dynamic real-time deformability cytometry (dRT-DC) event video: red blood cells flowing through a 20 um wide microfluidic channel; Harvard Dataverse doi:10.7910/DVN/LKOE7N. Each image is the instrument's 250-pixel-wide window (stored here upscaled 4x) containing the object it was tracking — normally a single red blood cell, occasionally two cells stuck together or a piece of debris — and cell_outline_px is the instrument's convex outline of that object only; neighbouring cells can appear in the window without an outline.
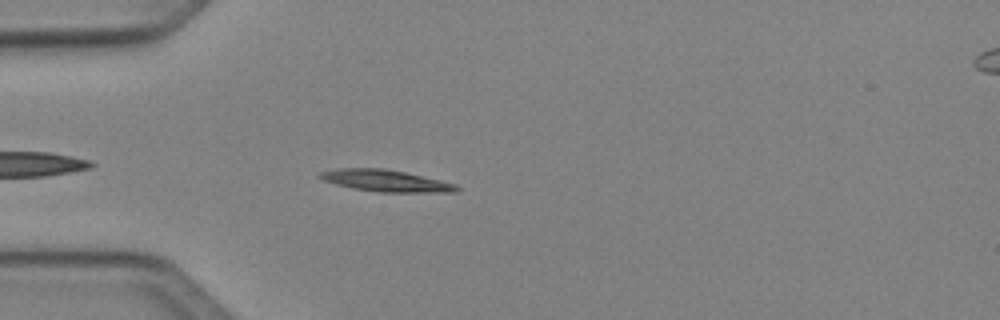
{"species": "Egyptian fruit bat (a non-hibernating species)", "species_latin": "Rousettus aegyptiacus", "temperature_condition": "cold", "stored_images_in_passage": 40, "camera_frame_rate_fps": 3000, "um_per_image_px": 0.085, "animal": {"sex": "female"}, "frame": {"image": 1, "passage_image": 4, "time_ms": 1.0, "image_size_px": [1000, 320], "cell_outline_px": [[460, 188], [456, 192], [380, 192], [352, 188], [336, 184], [324, 180], [316, 176], [320, 172], [336, 168], [384, 168], [404, 172], [440, 180], [456, 184]], "centroid_in_image_um": [32.77, 15.36], "position_along_channel_um": 52.2, "area_um2": 17.22}}
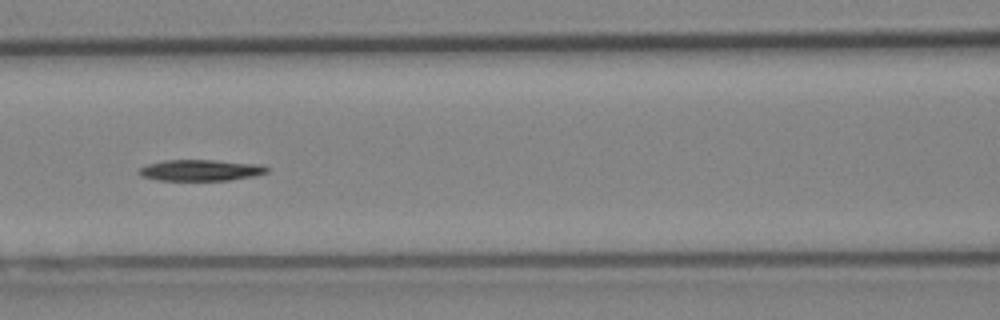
{"frame": {"image": 2, "passage_image": 12, "time_ms": 3.667, "image_size_px": [1000, 320], "cell_outline_px": [[268, 172], [256, 176], [228, 180], [156, 180], [140, 176], [136, 172], [140, 168], [148, 164], [164, 160], [212, 160], [260, 164], [268, 168]], "centroid_in_image_um": [17.03, 14.47], "position_along_channel_um": 149.6, "area_um2": 15.84}}
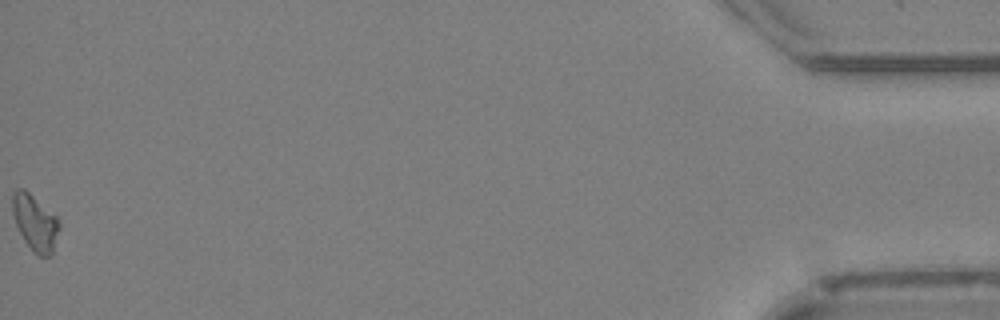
{"frame": {"image": 3, "passage_image": 40, "time_ms": 13.0, "image_size_px": [1000, 320], "cell_outline_px": [[60, 228], [52, 256], [40, 256], [24, 240], [16, 224], [12, 212], [12, 192], [16, 188], [24, 188], [56, 216], [60, 220]], "centroid_in_image_um": [2.99, 18.9], "position_along_channel_um": 432.2, "area_um2": 15.2}, "authors_computed_cell_mechanics": {"area_um2": 15.6638, "velocity_mm_per_s": 4.0732, "shape_relaxation_time_tau1_ms": 4.3634, "shape_relaxation_time_tau2_ms": null, "deformation_change_tau1": 0.1295, "deformation_change_tau2": null}}